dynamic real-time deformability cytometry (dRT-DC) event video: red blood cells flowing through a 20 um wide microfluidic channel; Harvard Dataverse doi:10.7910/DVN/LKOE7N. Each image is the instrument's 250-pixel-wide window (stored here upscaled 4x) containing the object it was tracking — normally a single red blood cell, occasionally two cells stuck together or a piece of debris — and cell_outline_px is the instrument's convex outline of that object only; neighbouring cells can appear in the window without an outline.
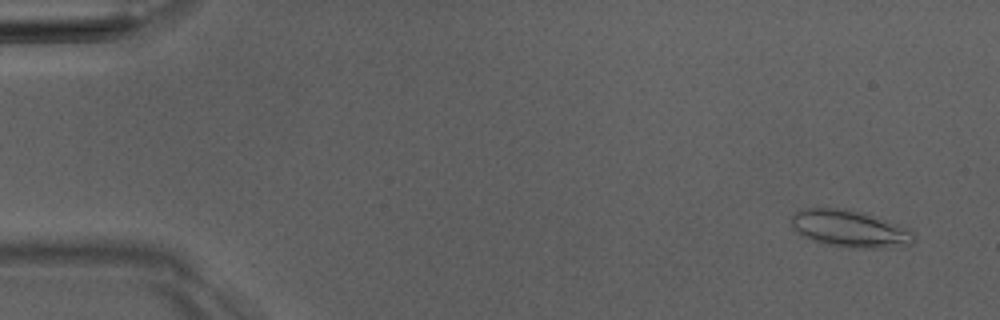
{"species": "Egyptian fruit bat (a non-hibernating species)", "species_latin": "Rousettus aegyptiacus", "temperature_condition": "room temperature", "stored_images_in_passage": 6, "camera_frame_rate_fps": 3000, "um_per_image_px": 0.085, "animal": {"sex": "male"}, "frame": {"image": 1, "passage_image": 1, "time_ms": 0.0, "image_size_px": [1000, 320], "cell_outline_px": [[916, 240], [912, 244], [904, 248], [848, 248], [824, 244], [804, 236], [796, 232], [792, 224], [792, 212], [804, 208], [848, 208], [864, 212], [908, 228], [912, 232]], "centroid_in_image_um": [72.28, 19.45], "position_along_channel_um": 12.7, "area_um2": 26.99}}